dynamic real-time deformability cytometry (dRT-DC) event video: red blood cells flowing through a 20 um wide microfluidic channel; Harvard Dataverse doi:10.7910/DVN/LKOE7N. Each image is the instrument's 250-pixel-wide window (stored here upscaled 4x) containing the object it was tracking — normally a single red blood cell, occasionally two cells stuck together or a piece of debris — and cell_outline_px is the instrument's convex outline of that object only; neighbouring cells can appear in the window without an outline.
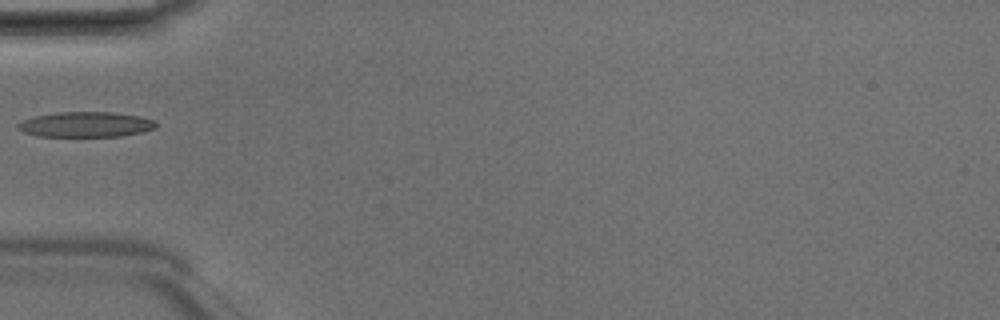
{"species": "Egyptian fruit bat (a non-hibernating species)", "species_latin": "Rousettus aegyptiacus", "temperature_condition": "room temperature", "stored_images_in_passage": 1, "camera_frame_rate_fps": 3000, "um_per_image_px": 0.085, "animal": {"sex": "male"}, "frame": {"image": 1, "passage_image": 1, "time_ms": 0.0, "image_size_px": [1000, 320], "cell_outline_px": [[156, 128], [140, 132], [120, 136], [40, 136], [24, 132], [16, 128], [16, 124], [20, 120], [32, 116], [56, 112], [108, 112], [140, 116], [156, 120]], "centroid_in_image_um": [7.24, 10.57], "position_along_channel_um": 77.8, "area_um2": 20.4}}